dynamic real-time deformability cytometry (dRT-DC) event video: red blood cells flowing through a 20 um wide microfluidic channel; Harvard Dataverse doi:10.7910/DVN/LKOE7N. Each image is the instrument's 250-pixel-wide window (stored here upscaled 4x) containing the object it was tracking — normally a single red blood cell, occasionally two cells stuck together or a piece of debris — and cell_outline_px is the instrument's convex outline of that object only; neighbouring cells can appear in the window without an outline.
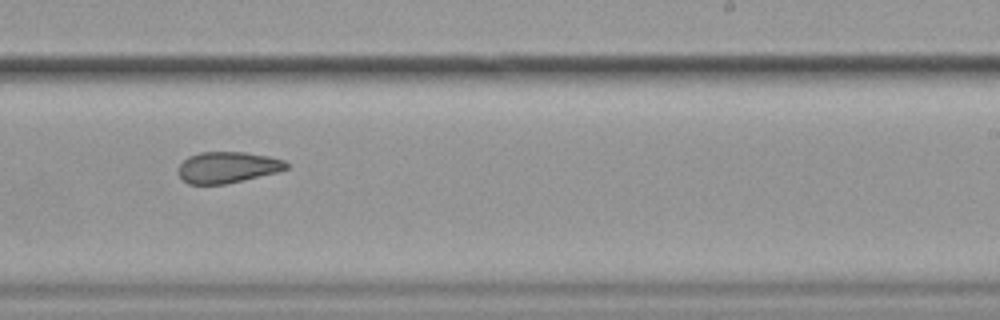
{"species": "common noctule bat (a hibernating species)", "species_latin": "Nyctalus noctula", "temperature_condition": "cold", "stored_images_in_passage": 17, "camera_frame_rate_fps": 3000, "um_per_image_px": 0.085, "animal": {"sex": "female", "body_mass_g": 19.9}, "frame": {"image": 1, "passage_image": 11, "time_ms": 3.333, "image_size_px": [1000, 320], "cell_outline_px": [[288, 168], [276, 172], [244, 180], [224, 184], [188, 184], [176, 172], [180, 164], [188, 156], [200, 152], [244, 152], [268, 156], [284, 160], [288, 164]], "centroid_in_image_um": [19.31, 14.22], "position_along_channel_um": 269.7, "area_um2": 19.59}}
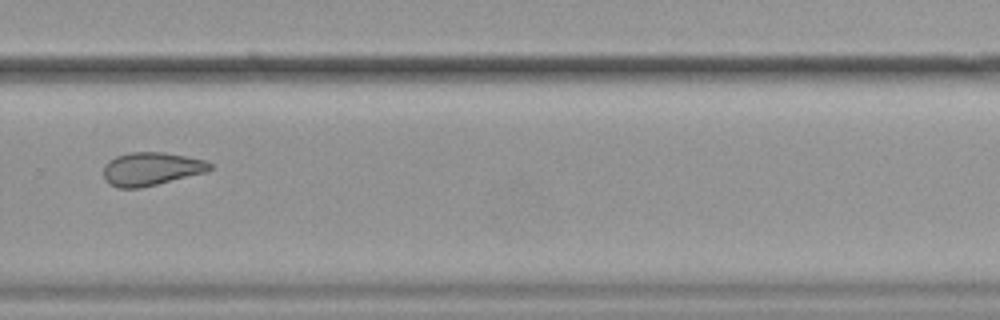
{"frame": {"image": 2, "passage_image": 12, "time_ms": 3.667, "image_size_px": [1000, 320], "cell_outline_px": [[212, 168], [208, 172], [140, 188], [116, 188], [108, 184], [104, 180], [104, 164], [108, 160], [116, 156], [128, 152], [164, 152], [204, 160], [212, 164]], "centroid_in_image_um": [12.82, 14.36], "position_along_channel_um": 317.0, "area_um2": 20.81}}